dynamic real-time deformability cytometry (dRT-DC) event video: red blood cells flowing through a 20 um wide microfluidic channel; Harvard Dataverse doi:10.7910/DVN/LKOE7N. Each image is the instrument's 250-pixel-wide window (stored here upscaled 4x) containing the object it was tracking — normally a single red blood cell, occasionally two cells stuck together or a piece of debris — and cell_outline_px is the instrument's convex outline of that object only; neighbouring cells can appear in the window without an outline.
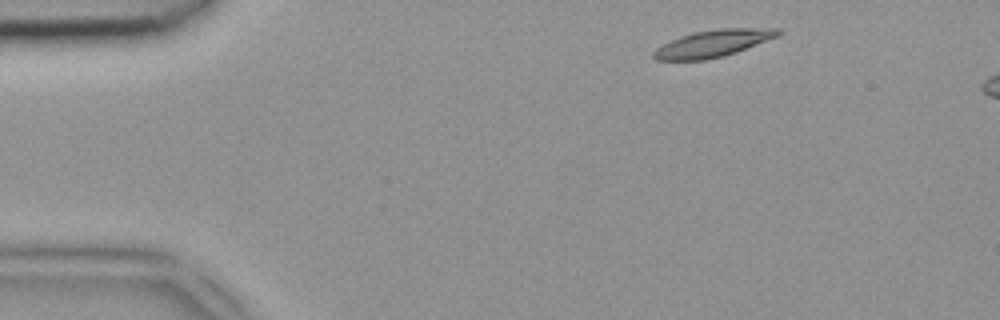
{"species": "common noctule bat (a hibernating species)", "species_latin": "Nyctalus noctula", "temperature_condition": "room temperature", "stored_images_in_passage": 7, "camera_frame_rate_fps": 3000, "um_per_image_px": 0.085, "animal": {"sex": "female", "body_mass_g": 18.4}, "frame": {"image": 1, "passage_image": 2, "time_ms": 0.333, "image_size_px": [1000, 320], "cell_outline_px": [[784, 32], [780, 36], [736, 52], [724, 56], [704, 60], [656, 60], [652, 56], [652, 52], [656, 48], [680, 36], [692, 32], [720, 28], [780, 28]], "centroid_in_image_um": [60.66, 3.68], "position_along_channel_um": 24.3, "area_um2": 19.77}}